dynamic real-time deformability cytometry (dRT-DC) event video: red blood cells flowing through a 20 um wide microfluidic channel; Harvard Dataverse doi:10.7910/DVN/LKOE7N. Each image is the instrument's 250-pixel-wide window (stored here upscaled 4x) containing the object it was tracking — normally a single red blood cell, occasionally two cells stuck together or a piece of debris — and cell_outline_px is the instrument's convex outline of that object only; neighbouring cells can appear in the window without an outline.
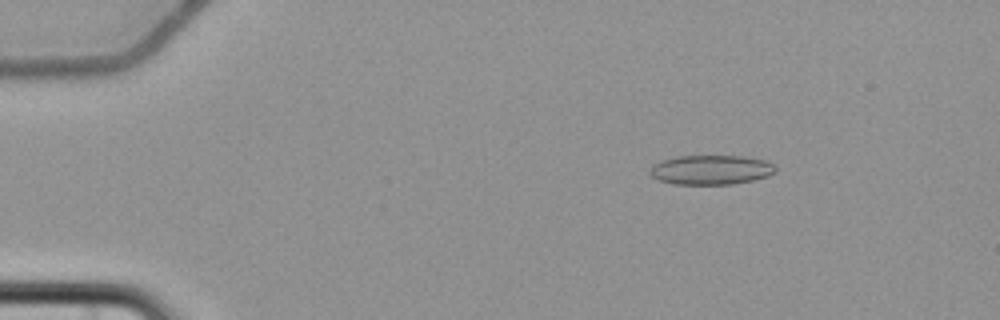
{"species": "common noctule bat (a hibernating species)", "species_latin": "Nyctalus noctula", "temperature_condition": "cold", "stored_images_in_passage": 6, "camera_frame_rate_fps": 3000, "um_per_image_px": 0.085, "animal": {"sex": "female", "body_mass_g": 22.7, "forearm_length_mm": 54.2}, "frame": {"image": 1, "passage_image": 3, "time_ms": 2.333, "image_size_px": [1000, 320], "cell_outline_px": [[776, 172], [768, 176], [752, 180], [732, 184], [672, 184], [660, 180], [652, 176], [648, 172], [652, 164], [660, 160], [676, 156], [744, 156], [764, 160], [776, 164]], "centroid_in_image_um": [60.43, 14.43], "position_along_channel_um": 24.6, "area_um2": 21.79}}
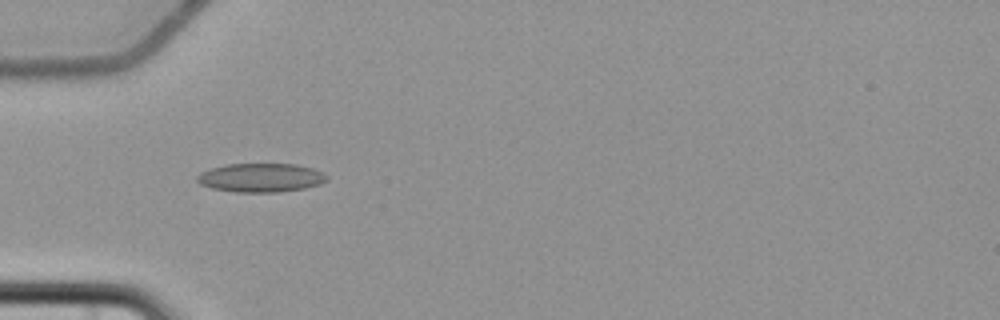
{"frame": {"image": 2, "passage_image": 5, "time_ms": 5.667, "image_size_px": [1000, 320], "cell_outline_px": [[328, 180], [320, 184], [304, 188], [276, 192], [236, 192], [212, 188], [200, 184], [196, 180], [196, 176], [200, 172], [208, 168], [228, 164], [296, 164], [312, 168], [324, 172], [328, 176]], "centroid_in_image_um": [22.16, 15.09], "position_along_channel_um": 62.8, "area_um2": 21.91}}
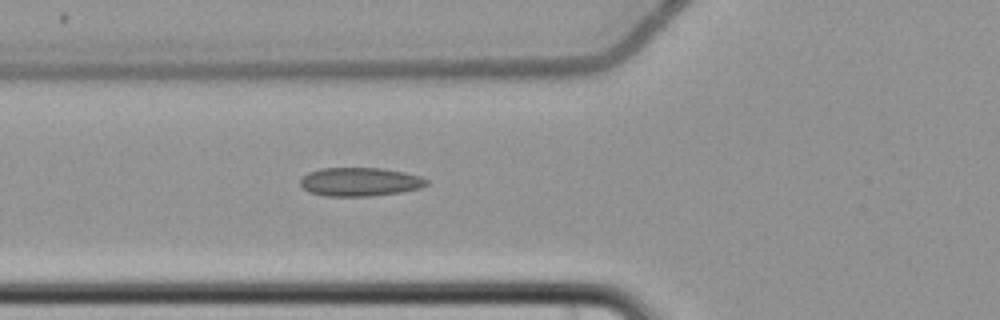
{"frame": {"image": 3, "passage_image": 6, "time_ms": 6.667, "image_size_px": [1000, 320], "cell_outline_px": [[428, 184], [420, 188], [400, 192], [368, 196], [324, 196], [308, 192], [300, 184], [300, 180], [308, 172], [320, 168], [384, 168], [404, 172], [420, 176], [428, 180]], "centroid_in_image_um": [30.58, 15.45], "position_along_channel_um": 95.2, "area_um2": 21.1}}